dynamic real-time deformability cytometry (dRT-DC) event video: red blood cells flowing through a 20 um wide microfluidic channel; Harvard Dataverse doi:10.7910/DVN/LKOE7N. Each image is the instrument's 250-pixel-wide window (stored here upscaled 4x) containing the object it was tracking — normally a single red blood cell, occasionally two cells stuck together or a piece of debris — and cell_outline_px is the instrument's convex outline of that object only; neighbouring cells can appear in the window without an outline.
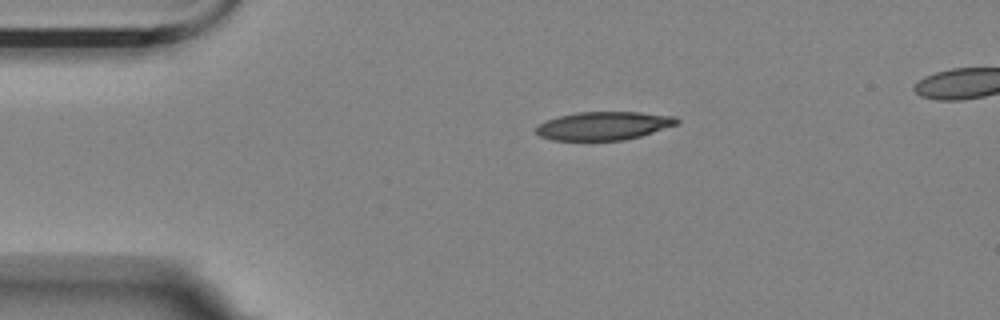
{"species": "Egyptian fruit bat (a non-hibernating species)", "species_latin": "Rousettus aegyptiacus", "temperature_condition": "room temperature", "stored_images_in_passage": 2, "camera_frame_rate_fps": 3000, "um_per_image_px": 0.085, "animal": {"sex": "female"}, "frame": {"image": 1, "passage_image": 1, "time_ms": 0.0, "image_size_px": [1000, 320], "cell_outline_px": [[680, 120], [676, 124], [640, 136], [624, 140], [552, 140], [540, 136], [532, 128], [548, 120], [560, 116], [576, 112], [640, 112], [676, 116]], "centroid_in_image_um": [51.3, 10.69], "position_along_channel_um": 33.7, "area_um2": 23.12}}